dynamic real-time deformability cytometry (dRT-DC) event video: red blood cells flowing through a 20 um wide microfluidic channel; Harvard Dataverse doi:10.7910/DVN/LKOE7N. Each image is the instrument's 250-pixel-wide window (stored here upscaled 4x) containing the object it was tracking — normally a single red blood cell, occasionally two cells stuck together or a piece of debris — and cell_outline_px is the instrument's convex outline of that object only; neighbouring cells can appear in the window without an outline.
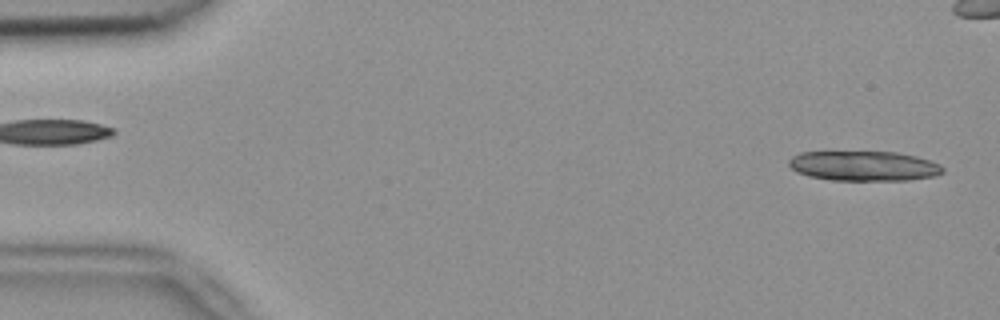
{"species": "common noctule bat (a hibernating species)", "species_latin": "Nyctalus noctula", "temperature_condition": "room temperature", "stored_images_in_passage": 12, "camera_frame_rate_fps": 3000, "um_per_image_px": 0.085, "animal": {"sex": "female", "body_mass_g": 18.4}, "frame": {"image": 1, "passage_image": 1, "time_ms": 0.0, "image_size_px": [1000, 320], "cell_outline_px": [[944, 172], [936, 176], [908, 180], [832, 180], [808, 176], [796, 172], [788, 164], [788, 160], [792, 156], [800, 152], [896, 152], [916, 156], [940, 164], [944, 168]], "centroid_in_image_um": [73.43, 14.11], "position_along_channel_um": 11.6, "area_um2": 26.88}}